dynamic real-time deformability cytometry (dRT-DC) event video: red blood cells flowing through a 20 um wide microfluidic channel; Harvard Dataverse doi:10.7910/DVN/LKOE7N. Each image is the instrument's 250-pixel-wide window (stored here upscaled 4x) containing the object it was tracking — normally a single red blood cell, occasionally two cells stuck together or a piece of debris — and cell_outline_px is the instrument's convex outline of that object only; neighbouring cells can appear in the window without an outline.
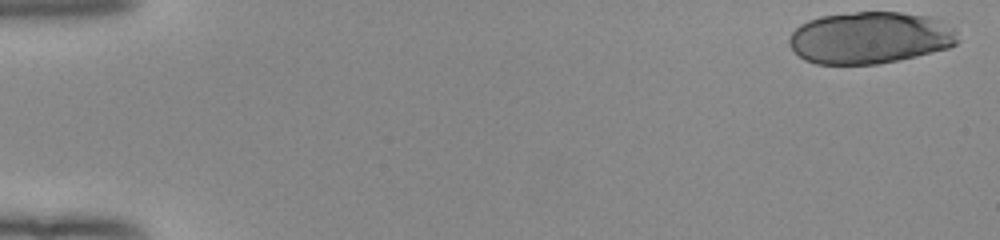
{"species": "human", "species_latin": "Homo sapiens", "temperature_condition": "room temperature", "stored_images_in_passage": 19, "camera_frame_rate_fps": 3000, "um_per_image_px": 0.085, "donor": {"sex": "female"}, "frame": {"image": 1, "passage_image": 1, "time_ms": 0.0, "image_size_px": [1000, 240], "cell_outline_px": [[960, 40], [956, 44], [948, 48], [900, 60], [880, 64], [816, 64], [804, 60], [788, 44], [788, 40], [792, 32], [800, 24], [808, 20], [820, 16], [856, 12], [900, 12], [928, 16], [940, 20], [952, 28], [956, 32]], "centroid_in_image_um": [73.94, 3.21], "position_along_channel_um": 11.1, "area_um2": 51.21}}